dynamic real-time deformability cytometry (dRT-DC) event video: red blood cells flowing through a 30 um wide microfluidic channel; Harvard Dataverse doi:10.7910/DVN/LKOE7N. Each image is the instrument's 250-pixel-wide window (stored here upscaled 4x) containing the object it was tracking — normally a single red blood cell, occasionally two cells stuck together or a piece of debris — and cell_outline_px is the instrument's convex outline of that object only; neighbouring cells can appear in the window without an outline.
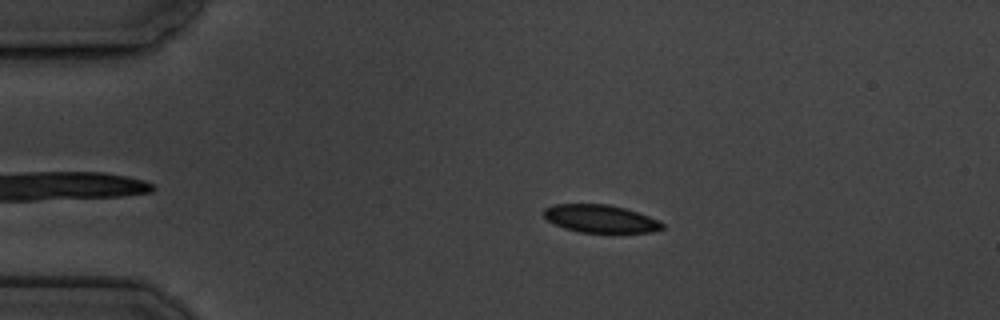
{"species": "common noctule bat (a hibernating species)", "species_latin": "Nyctalus noctula", "temperature_condition": "cold", "stored_images_in_passage": 8, "camera_frame_rate_fps": 3000, "um_per_image_px": 0.085, "animal": {"sex": "male", "body_mass_g": 19.5, "forearm_length_mm": 54.6}, "frame": {"image": 1, "passage_image": 4, "time_ms": 3.333, "image_size_px": [1000, 320], "cell_outline_px": [[664, 228], [652, 232], [580, 232], [564, 228], [548, 220], [544, 216], [544, 208], [556, 204], [608, 204], [624, 208], [648, 216], [664, 224]], "centroid_in_image_um": [51.02, 18.59], "position_along_channel_um": 34.0, "area_um2": 18.9}}
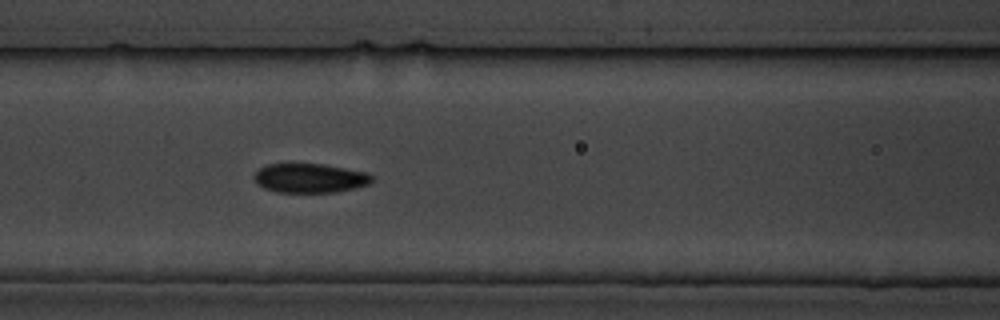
{"frame": {"image": 2, "passage_image": 8, "time_ms": 7.667, "image_size_px": [1000, 320], "cell_outline_px": [[372, 180], [368, 184], [356, 188], [336, 192], [276, 192], [264, 188], [256, 184], [256, 172], [260, 168], [268, 164], [324, 164], [368, 172], [372, 176]], "centroid_in_image_um": [26.37, 15.14], "position_along_channel_um": 140.2, "area_um2": 20.0}}